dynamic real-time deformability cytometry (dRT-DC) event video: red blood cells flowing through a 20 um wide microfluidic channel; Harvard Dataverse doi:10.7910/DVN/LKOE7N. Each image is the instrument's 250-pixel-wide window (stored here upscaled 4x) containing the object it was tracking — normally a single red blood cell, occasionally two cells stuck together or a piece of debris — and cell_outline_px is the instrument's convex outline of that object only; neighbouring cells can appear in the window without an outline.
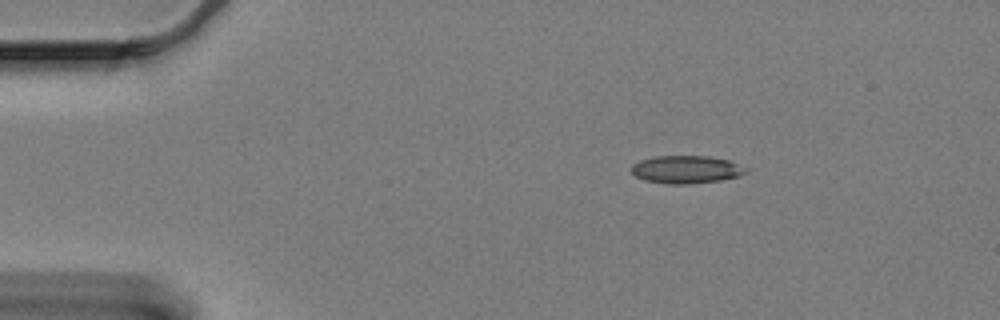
{"species": "Egyptian fruit bat (a non-hibernating species)", "species_latin": "Rousettus aegyptiacus", "temperature_condition": "cold", "stored_images_in_passage": 51, "camera_frame_rate_fps": 3000, "um_per_image_px": 0.085, "animal": {"sex": "female"}, "frame": {"image": 1, "passage_image": 1, "time_ms": 0.0, "image_size_px": [1000, 320], "cell_outline_px": [[748, 172], [740, 176], [720, 180], [688, 184], [668, 184], [644, 180], [636, 176], [632, 172], [632, 164], [640, 160], [656, 156], [708, 156], [728, 160], [748, 168]], "centroid_in_image_um": [58.35, 14.41], "position_along_channel_um": 26.7, "area_um2": 18.55}}
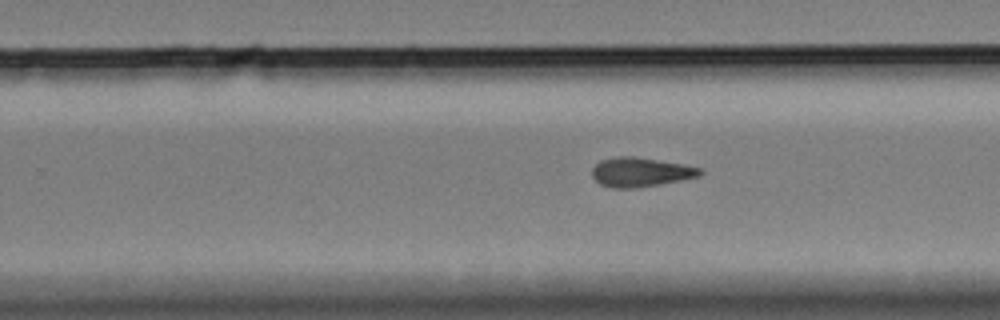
{"frame": {"image": 2, "passage_image": 29, "time_ms": 9.333, "image_size_px": [1000, 320], "cell_outline_px": [[704, 172], [700, 176], [660, 184], [632, 188], [612, 188], [600, 184], [592, 176], [592, 168], [600, 160], [616, 156], [636, 156], [684, 164], [700, 168]], "centroid_in_image_um": [54.44, 14.62], "position_along_channel_um": 275.4, "area_um2": 18.5}}
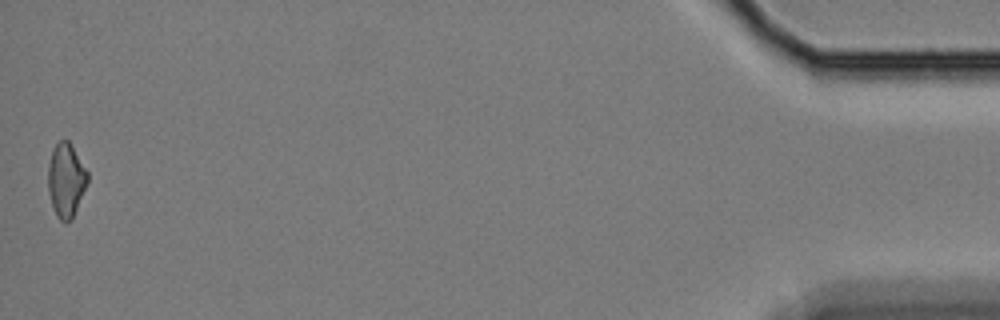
{"frame": {"image": 3, "passage_image": 51, "time_ms": 16.667, "image_size_px": [1000, 320], "cell_outline_px": [[88, 184], [72, 220], [60, 220], [56, 216], [48, 192], [48, 164], [52, 148], [60, 140], [68, 140], [88, 172]], "centroid_in_image_um": [5.61, 15.31], "position_along_channel_um": 429.6, "area_um2": 17.05}, "authors_computed_cell_mechanics": {"area_um2": 18.207, "velocity_mm_per_s": 3.328, "shape_relaxation_time_tau1_ms": null, "shape_relaxation_time_tau2_ms": 7.0364, "deformation_change_tau1": null, "deformation_change_tau2": 0.1627}}